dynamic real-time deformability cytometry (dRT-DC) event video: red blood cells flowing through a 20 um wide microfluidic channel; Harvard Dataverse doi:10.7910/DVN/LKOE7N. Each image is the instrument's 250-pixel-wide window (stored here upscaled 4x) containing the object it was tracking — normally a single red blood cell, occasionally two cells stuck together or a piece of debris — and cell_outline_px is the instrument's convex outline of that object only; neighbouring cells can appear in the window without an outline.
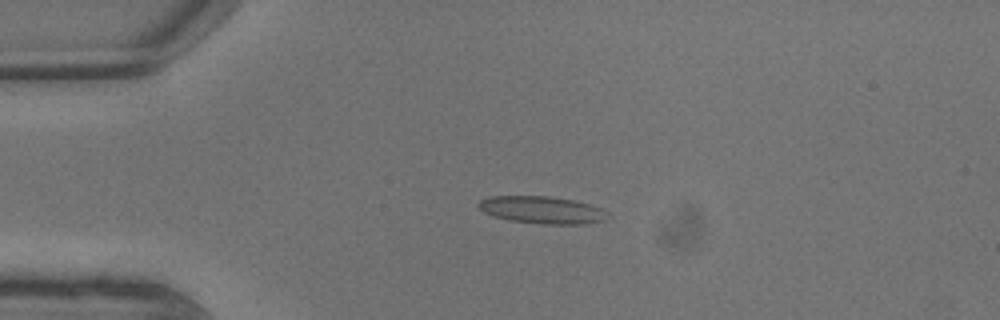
{"species": "common noctule bat (a hibernating species)", "species_latin": "Nyctalus noctula", "temperature_condition": "warm", "stored_images_in_passage": 10, "camera_frame_rate_fps": 3000, "um_per_image_px": 0.085, "animal": {"sex": "male", "body_mass_g": 13.3}, "frame": {"image": 1, "passage_image": 4, "time_ms": 1.0, "image_size_px": [1000, 320], "cell_outline_px": [[608, 212], [604, 220], [584, 224], [544, 224], [508, 220], [492, 216], [484, 212], [476, 204], [480, 200], [488, 196], [548, 196], [572, 200], [588, 204], [600, 208]], "centroid_in_image_um": [46.02, 17.84], "position_along_channel_um": 39.0, "area_um2": 20.46}}
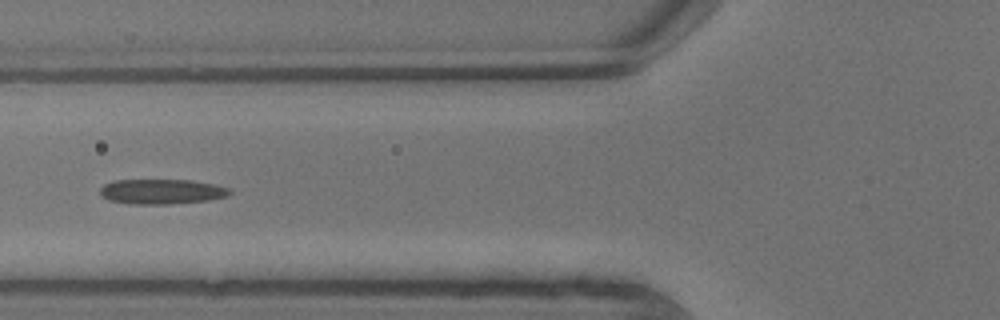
{"frame": {"image": 2, "passage_image": 7, "time_ms": 2.0, "image_size_px": [1000, 320], "cell_outline_px": [[232, 192], [228, 196], [208, 200], [168, 204], [132, 204], [108, 200], [100, 196], [100, 188], [104, 184], [112, 180], [188, 180], [216, 184], [232, 188]], "centroid_in_image_um": [13.75, 16.28], "position_along_channel_um": 112.1, "area_um2": 19.07}}
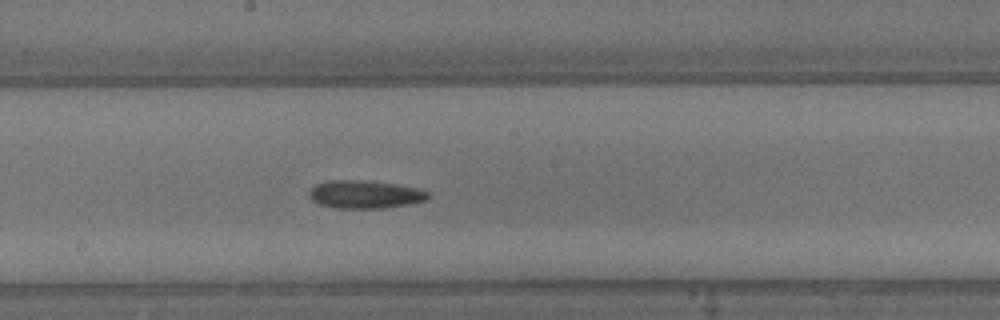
{"frame": {"image": 3, "passage_image": 10, "time_ms": 3.0, "image_size_px": [1000, 320], "cell_outline_px": [[432, 196], [428, 200], [408, 204], [384, 208], [336, 208], [320, 204], [312, 200], [308, 196], [308, 192], [316, 184], [328, 180], [364, 180], [396, 184], [420, 188], [428, 192]], "centroid_in_image_um": [31.05, 16.52], "position_along_channel_um": 217.1, "area_um2": 19.59}}